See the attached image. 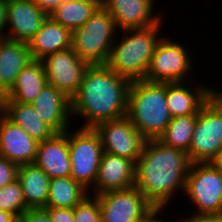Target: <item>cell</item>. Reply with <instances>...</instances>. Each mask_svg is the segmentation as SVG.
<instances>
[{
	"label": "cell",
	"instance_id": "3957f363",
	"mask_svg": "<svg viewBox=\"0 0 222 222\" xmlns=\"http://www.w3.org/2000/svg\"><path fill=\"white\" fill-rule=\"evenodd\" d=\"M163 22L164 18L156 25L121 31L122 38L112 44L105 64L130 81L144 79L151 58L163 37L160 32Z\"/></svg>",
	"mask_w": 222,
	"mask_h": 222
},
{
	"label": "cell",
	"instance_id": "e575fe53",
	"mask_svg": "<svg viewBox=\"0 0 222 222\" xmlns=\"http://www.w3.org/2000/svg\"><path fill=\"white\" fill-rule=\"evenodd\" d=\"M7 0H0V40L5 39V31L7 27Z\"/></svg>",
	"mask_w": 222,
	"mask_h": 222
},
{
	"label": "cell",
	"instance_id": "277c9868",
	"mask_svg": "<svg viewBox=\"0 0 222 222\" xmlns=\"http://www.w3.org/2000/svg\"><path fill=\"white\" fill-rule=\"evenodd\" d=\"M127 117L146 139H158L171 122L166 83L145 79L131 81Z\"/></svg>",
	"mask_w": 222,
	"mask_h": 222
},
{
	"label": "cell",
	"instance_id": "603a6c76",
	"mask_svg": "<svg viewBox=\"0 0 222 222\" xmlns=\"http://www.w3.org/2000/svg\"><path fill=\"white\" fill-rule=\"evenodd\" d=\"M0 111L14 124L21 126L38 143L48 140L56 134L37 115L30 103L2 101Z\"/></svg>",
	"mask_w": 222,
	"mask_h": 222
},
{
	"label": "cell",
	"instance_id": "1f68e13d",
	"mask_svg": "<svg viewBox=\"0 0 222 222\" xmlns=\"http://www.w3.org/2000/svg\"><path fill=\"white\" fill-rule=\"evenodd\" d=\"M51 222H74L73 208H44Z\"/></svg>",
	"mask_w": 222,
	"mask_h": 222
},
{
	"label": "cell",
	"instance_id": "9a60e30c",
	"mask_svg": "<svg viewBox=\"0 0 222 222\" xmlns=\"http://www.w3.org/2000/svg\"><path fill=\"white\" fill-rule=\"evenodd\" d=\"M38 142L0 111V156L17 166L34 163Z\"/></svg>",
	"mask_w": 222,
	"mask_h": 222
},
{
	"label": "cell",
	"instance_id": "8992f818",
	"mask_svg": "<svg viewBox=\"0 0 222 222\" xmlns=\"http://www.w3.org/2000/svg\"><path fill=\"white\" fill-rule=\"evenodd\" d=\"M222 147V100L213 93L201 106L188 149L191 163L211 162Z\"/></svg>",
	"mask_w": 222,
	"mask_h": 222
},
{
	"label": "cell",
	"instance_id": "74e56055",
	"mask_svg": "<svg viewBox=\"0 0 222 222\" xmlns=\"http://www.w3.org/2000/svg\"><path fill=\"white\" fill-rule=\"evenodd\" d=\"M211 163L222 171V147L218 151L216 157L211 161Z\"/></svg>",
	"mask_w": 222,
	"mask_h": 222
},
{
	"label": "cell",
	"instance_id": "2e32d148",
	"mask_svg": "<svg viewBox=\"0 0 222 222\" xmlns=\"http://www.w3.org/2000/svg\"><path fill=\"white\" fill-rule=\"evenodd\" d=\"M135 163L125 157L103 152L92 195L134 186Z\"/></svg>",
	"mask_w": 222,
	"mask_h": 222
},
{
	"label": "cell",
	"instance_id": "ba28073f",
	"mask_svg": "<svg viewBox=\"0 0 222 222\" xmlns=\"http://www.w3.org/2000/svg\"><path fill=\"white\" fill-rule=\"evenodd\" d=\"M184 193L193 202V214H222V171L211 162L191 163Z\"/></svg>",
	"mask_w": 222,
	"mask_h": 222
},
{
	"label": "cell",
	"instance_id": "7402d4cb",
	"mask_svg": "<svg viewBox=\"0 0 222 222\" xmlns=\"http://www.w3.org/2000/svg\"><path fill=\"white\" fill-rule=\"evenodd\" d=\"M47 83L45 68L41 60L33 59L18 74L12 88L3 101L31 103Z\"/></svg>",
	"mask_w": 222,
	"mask_h": 222
},
{
	"label": "cell",
	"instance_id": "e0dca14e",
	"mask_svg": "<svg viewBox=\"0 0 222 222\" xmlns=\"http://www.w3.org/2000/svg\"><path fill=\"white\" fill-rule=\"evenodd\" d=\"M33 110L56 133L70 129L71 100L53 85L46 83L38 96L30 103Z\"/></svg>",
	"mask_w": 222,
	"mask_h": 222
},
{
	"label": "cell",
	"instance_id": "f1b7e54d",
	"mask_svg": "<svg viewBox=\"0 0 222 222\" xmlns=\"http://www.w3.org/2000/svg\"><path fill=\"white\" fill-rule=\"evenodd\" d=\"M91 197L88 195L73 208L74 222H102L98 199Z\"/></svg>",
	"mask_w": 222,
	"mask_h": 222
},
{
	"label": "cell",
	"instance_id": "52a82bcc",
	"mask_svg": "<svg viewBox=\"0 0 222 222\" xmlns=\"http://www.w3.org/2000/svg\"><path fill=\"white\" fill-rule=\"evenodd\" d=\"M68 129V147L71 161L70 177L87 191L94 187L103 154L99 134L94 128Z\"/></svg>",
	"mask_w": 222,
	"mask_h": 222
},
{
	"label": "cell",
	"instance_id": "30bf717a",
	"mask_svg": "<svg viewBox=\"0 0 222 222\" xmlns=\"http://www.w3.org/2000/svg\"><path fill=\"white\" fill-rule=\"evenodd\" d=\"M95 197L99 202L102 222H136L154 208L135 186Z\"/></svg>",
	"mask_w": 222,
	"mask_h": 222
},
{
	"label": "cell",
	"instance_id": "836d02e7",
	"mask_svg": "<svg viewBox=\"0 0 222 222\" xmlns=\"http://www.w3.org/2000/svg\"><path fill=\"white\" fill-rule=\"evenodd\" d=\"M185 219V220H184ZM177 222H222V214L219 215H198L192 214L188 218H181Z\"/></svg>",
	"mask_w": 222,
	"mask_h": 222
},
{
	"label": "cell",
	"instance_id": "7c38bea8",
	"mask_svg": "<svg viewBox=\"0 0 222 222\" xmlns=\"http://www.w3.org/2000/svg\"><path fill=\"white\" fill-rule=\"evenodd\" d=\"M94 129L100 136L103 152L125 157L134 163L139 159L146 138L127 116L101 122Z\"/></svg>",
	"mask_w": 222,
	"mask_h": 222
},
{
	"label": "cell",
	"instance_id": "ac0fdd59",
	"mask_svg": "<svg viewBox=\"0 0 222 222\" xmlns=\"http://www.w3.org/2000/svg\"><path fill=\"white\" fill-rule=\"evenodd\" d=\"M34 163L50 179L70 176L71 161L68 147V130L63 133H56L50 139L39 142Z\"/></svg>",
	"mask_w": 222,
	"mask_h": 222
},
{
	"label": "cell",
	"instance_id": "6da1fadb",
	"mask_svg": "<svg viewBox=\"0 0 222 222\" xmlns=\"http://www.w3.org/2000/svg\"><path fill=\"white\" fill-rule=\"evenodd\" d=\"M190 166L185 151L166 146L158 139H146L135 163L134 186L154 207L166 209L176 192L184 194Z\"/></svg>",
	"mask_w": 222,
	"mask_h": 222
},
{
	"label": "cell",
	"instance_id": "4316f807",
	"mask_svg": "<svg viewBox=\"0 0 222 222\" xmlns=\"http://www.w3.org/2000/svg\"><path fill=\"white\" fill-rule=\"evenodd\" d=\"M196 118L197 114L173 117L158 140L166 146L177 148L187 153L192 140Z\"/></svg>",
	"mask_w": 222,
	"mask_h": 222
},
{
	"label": "cell",
	"instance_id": "484cf974",
	"mask_svg": "<svg viewBox=\"0 0 222 222\" xmlns=\"http://www.w3.org/2000/svg\"><path fill=\"white\" fill-rule=\"evenodd\" d=\"M102 0H66L49 16L71 31L81 27L101 6Z\"/></svg>",
	"mask_w": 222,
	"mask_h": 222
},
{
	"label": "cell",
	"instance_id": "f35d334b",
	"mask_svg": "<svg viewBox=\"0 0 222 222\" xmlns=\"http://www.w3.org/2000/svg\"><path fill=\"white\" fill-rule=\"evenodd\" d=\"M214 93L222 100V91H221V93H220V92L217 91V89H216V90H214Z\"/></svg>",
	"mask_w": 222,
	"mask_h": 222
},
{
	"label": "cell",
	"instance_id": "4dcf8cb0",
	"mask_svg": "<svg viewBox=\"0 0 222 222\" xmlns=\"http://www.w3.org/2000/svg\"><path fill=\"white\" fill-rule=\"evenodd\" d=\"M17 222H51V219L44 208H37L27 209L17 218Z\"/></svg>",
	"mask_w": 222,
	"mask_h": 222
},
{
	"label": "cell",
	"instance_id": "ab89813d",
	"mask_svg": "<svg viewBox=\"0 0 222 222\" xmlns=\"http://www.w3.org/2000/svg\"><path fill=\"white\" fill-rule=\"evenodd\" d=\"M5 94L0 90V105L4 99Z\"/></svg>",
	"mask_w": 222,
	"mask_h": 222
},
{
	"label": "cell",
	"instance_id": "cb8c5ba5",
	"mask_svg": "<svg viewBox=\"0 0 222 222\" xmlns=\"http://www.w3.org/2000/svg\"><path fill=\"white\" fill-rule=\"evenodd\" d=\"M25 203L29 209L46 208L50 177L35 163L18 166Z\"/></svg>",
	"mask_w": 222,
	"mask_h": 222
},
{
	"label": "cell",
	"instance_id": "ffe728a7",
	"mask_svg": "<svg viewBox=\"0 0 222 222\" xmlns=\"http://www.w3.org/2000/svg\"><path fill=\"white\" fill-rule=\"evenodd\" d=\"M28 46L32 58L42 60L49 54L72 47V31L48 16Z\"/></svg>",
	"mask_w": 222,
	"mask_h": 222
},
{
	"label": "cell",
	"instance_id": "d590c367",
	"mask_svg": "<svg viewBox=\"0 0 222 222\" xmlns=\"http://www.w3.org/2000/svg\"><path fill=\"white\" fill-rule=\"evenodd\" d=\"M162 209L161 207H154L148 214L136 222H166L163 220L164 218H161V220L160 217H158L159 214L162 213Z\"/></svg>",
	"mask_w": 222,
	"mask_h": 222
},
{
	"label": "cell",
	"instance_id": "d6986e66",
	"mask_svg": "<svg viewBox=\"0 0 222 222\" xmlns=\"http://www.w3.org/2000/svg\"><path fill=\"white\" fill-rule=\"evenodd\" d=\"M188 82L166 83V100L171 117L198 114L201 106L211 97L215 88ZM191 87V88H188ZM193 88V89H192Z\"/></svg>",
	"mask_w": 222,
	"mask_h": 222
},
{
	"label": "cell",
	"instance_id": "f546056e",
	"mask_svg": "<svg viewBox=\"0 0 222 222\" xmlns=\"http://www.w3.org/2000/svg\"><path fill=\"white\" fill-rule=\"evenodd\" d=\"M18 166L0 156V188L17 179Z\"/></svg>",
	"mask_w": 222,
	"mask_h": 222
},
{
	"label": "cell",
	"instance_id": "d4e9b609",
	"mask_svg": "<svg viewBox=\"0 0 222 222\" xmlns=\"http://www.w3.org/2000/svg\"><path fill=\"white\" fill-rule=\"evenodd\" d=\"M88 192L70 176L52 178L46 208H74L90 195Z\"/></svg>",
	"mask_w": 222,
	"mask_h": 222
},
{
	"label": "cell",
	"instance_id": "4fadbf2b",
	"mask_svg": "<svg viewBox=\"0 0 222 222\" xmlns=\"http://www.w3.org/2000/svg\"><path fill=\"white\" fill-rule=\"evenodd\" d=\"M155 0H102V7L115 20L117 29H141L158 24L159 11L153 12Z\"/></svg>",
	"mask_w": 222,
	"mask_h": 222
},
{
	"label": "cell",
	"instance_id": "8d00e7d4",
	"mask_svg": "<svg viewBox=\"0 0 222 222\" xmlns=\"http://www.w3.org/2000/svg\"><path fill=\"white\" fill-rule=\"evenodd\" d=\"M0 222H17V218L13 214L0 210Z\"/></svg>",
	"mask_w": 222,
	"mask_h": 222
},
{
	"label": "cell",
	"instance_id": "9c48e42d",
	"mask_svg": "<svg viewBox=\"0 0 222 222\" xmlns=\"http://www.w3.org/2000/svg\"><path fill=\"white\" fill-rule=\"evenodd\" d=\"M187 47L163 35L153 54L145 80L158 83L185 82L193 69Z\"/></svg>",
	"mask_w": 222,
	"mask_h": 222
},
{
	"label": "cell",
	"instance_id": "d6a6232c",
	"mask_svg": "<svg viewBox=\"0 0 222 222\" xmlns=\"http://www.w3.org/2000/svg\"><path fill=\"white\" fill-rule=\"evenodd\" d=\"M48 16L66 0H32Z\"/></svg>",
	"mask_w": 222,
	"mask_h": 222
},
{
	"label": "cell",
	"instance_id": "7a4b0ae2",
	"mask_svg": "<svg viewBox=\"0 0 222 222\" xmlns=\"http://www.w3.org/2000/svg\"><path fill=\"white\" fill-rule=\"evenodd\" d=\"M131 81L106 64L89 65L76 95L71 99V116L84 118L81 128L127 116Z\"/></svg>",
	"mask_w": 222,
	"mask_h": 222
},
{
	"label": "cell",
	"instance_id": "5b68a950",
	"mask_svg": "<svg viewBox=\"0 0 222 222\" xmlns=\"http://www.w3.org/2000/svg\"><path fill=\"white\" fill-rule=\"evenodd\" d=\"M117 30L115 20L101 5L81 27L72 31V49L89 65L105 64Z\"/></svg>",
	"mask_w": 222,
	"mask_h": 222
},
{
	"label": "cell",
	"instance_id": "83f0119b",
	"mask_svg": "<svg viewBox=\"0 0 222 222\" xmlns=\"http://www.w3.org/2000/svg\"><path fill=\"white\" fill-rule=\"evenodd\" d=\"M29 209L23 197L21 183L18 179L0 188V210L18 218Z\"/></svg>",
	"mask_w": 222,
	"mask_h": 222
},
{
	"label": "cell",
	"instance_id": "5bb4252c",
	"mask_svg": "<svg viewBox=\"0 0 222 222\" xmlns=\"http://www.w3.org/2000/svg\"><path fill=\"white\" fill-rule=\"evenodd\" d=\"M7 5L6 38L29 44L48 15L32 0H7Z\"/></svg>",
	"mask_w": 222,
	"mask_h": 222
},
{
	"label": "cell",
	"instance_id": "44dd1931",
	"mask_svg": "<svg viewBox=\"0 0 222 222\" xmlns=\"http://www.w3.org/2000/svg\"><path fill=\"white\" fill-rule=\"evenodd\" d=\"M33 60L26 43L0 40V90L6 94L16 81L21 70Z\"/></svg>",
	"mask_w": 222,
	"mask_h": 222
},
{
	"label": "cell",
	"instance_id": "8fae6325",
	"mask_svg": "<svg viewBox=\"0 0 222 222\" xmlns=\"http://www.w3.org/2000/svg\"><path fill=\"white\" fill-rule=\"evenodd\" d=\"M41 61L47 83L71 100L78 92L89 64L82 60L72 47L49 54Z\"/></svg>",
	"mask_w": 222,
	"mask_h": 222
}]
</instances>
